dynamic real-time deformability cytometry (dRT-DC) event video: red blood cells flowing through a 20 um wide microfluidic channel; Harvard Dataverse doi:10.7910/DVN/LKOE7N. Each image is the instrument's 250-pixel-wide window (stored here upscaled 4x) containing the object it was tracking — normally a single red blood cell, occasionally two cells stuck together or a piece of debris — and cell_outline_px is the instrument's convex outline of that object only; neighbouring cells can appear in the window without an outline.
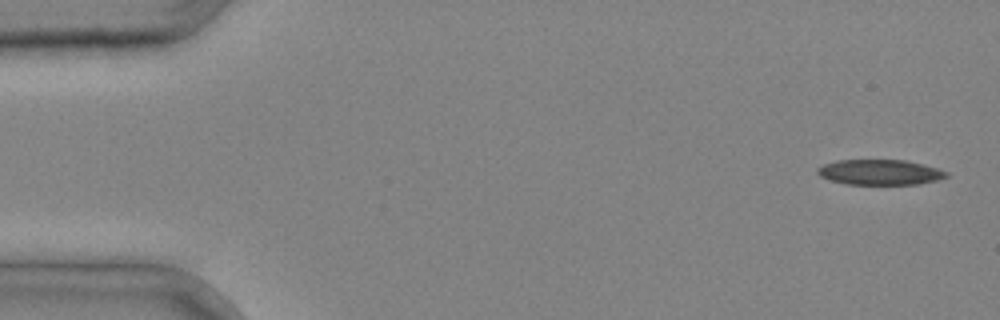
{"species": "common noctule bat (a hibernating species)", "species_latin": "Nyctalus noctula", "temperature_condition": "cold", "stored_images_in_passage": 4, "camera_frame_rate_fps": 3000, "um_per_image_px": 0.085, "animal": {"sex": "male", "body_mass_g": 20.4}, "frame": {"image": 1, "passage_image": 1, "time_ms": 0.0, "image_size_px": [1000, 320], "cell_outline_px": [[948, 176], [936, 180], [920, 184], [844, 184], [828, 180], [820, 176], [816, 172], [816, 168], [824, 164], [836, 160], [904, 160], [936, 168], [948, 172]], "centroid_in_image_um": [74.73, 14.64], "position_along_channel_um": 10.3, "area_um2": 18.96}}